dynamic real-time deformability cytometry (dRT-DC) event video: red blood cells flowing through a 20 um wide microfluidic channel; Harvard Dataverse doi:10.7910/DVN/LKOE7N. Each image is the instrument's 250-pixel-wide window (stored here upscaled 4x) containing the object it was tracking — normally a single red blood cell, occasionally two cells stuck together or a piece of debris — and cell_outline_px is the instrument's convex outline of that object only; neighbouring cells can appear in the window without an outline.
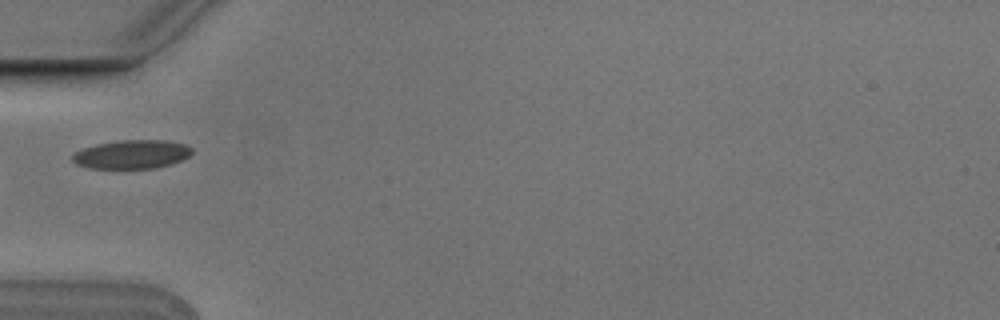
{"species": "Egyptian fruit bat (a non-hibernating species)", "species_latin": "Rousettus aegyptiacus", "temperature_condition": "cold", "stored_images_in_passage": 2, "camera_frame_rate_fps": 3000, "um_per_image_px": 0.085, "animal": {"sex": "male"}, "frame": {"image": 1, "passage_image": 2, "time_ms": 0.333, "image_size_px": [1000, 320], "cell_outline_px": [[192, 152], [188, 156], [172, 164], [156, 168], [88, 168], [76, 164], [72, 160], [72, 156], [76, 152], [84, 148], [96, 144], [120, 140], [168, 140], [184, 144], [192, 148]], "centroid_in_image_um": [11.21, 13.12], "position_along_channel_um": 73.8, "area_um2": 19.94}}